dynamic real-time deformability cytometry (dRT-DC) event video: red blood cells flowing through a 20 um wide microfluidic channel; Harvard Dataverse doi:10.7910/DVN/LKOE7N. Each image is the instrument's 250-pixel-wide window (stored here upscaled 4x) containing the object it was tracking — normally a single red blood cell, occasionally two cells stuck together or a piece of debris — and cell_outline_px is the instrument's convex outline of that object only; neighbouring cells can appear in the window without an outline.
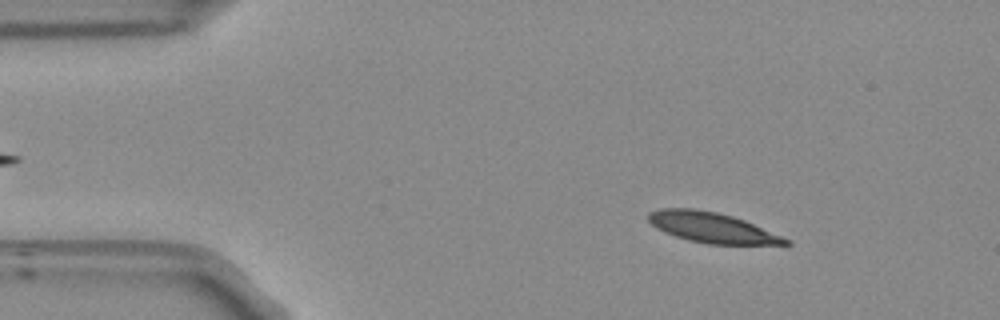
{"species": "Egyptian fruit bat (a non-hibernating species)", "species_latin": "Rousettus aegyptiacus", "temperature_condition": "room temperature", "stored_images_in_passage": 15, "camera_frame_rate_fps": 3000, "um_per_image_px": 0.085, "frame": {"image": 1, "passage_image": 7, "time_ms": 2.0, "image_size_px": [1000, 320], "cell_outline_px": [[792, 244], [708, 244], [688, 240], [664, 232], [656, 228], [648, 220], [648, 212], [660, 208], [696, 208], [716, 212], [732, 216], [744, 220], [792, 240]], "centroid_in_image_um": [60.5, 19.33], "position_along_channel_um": 24.5, "area_um2": 24.16}}